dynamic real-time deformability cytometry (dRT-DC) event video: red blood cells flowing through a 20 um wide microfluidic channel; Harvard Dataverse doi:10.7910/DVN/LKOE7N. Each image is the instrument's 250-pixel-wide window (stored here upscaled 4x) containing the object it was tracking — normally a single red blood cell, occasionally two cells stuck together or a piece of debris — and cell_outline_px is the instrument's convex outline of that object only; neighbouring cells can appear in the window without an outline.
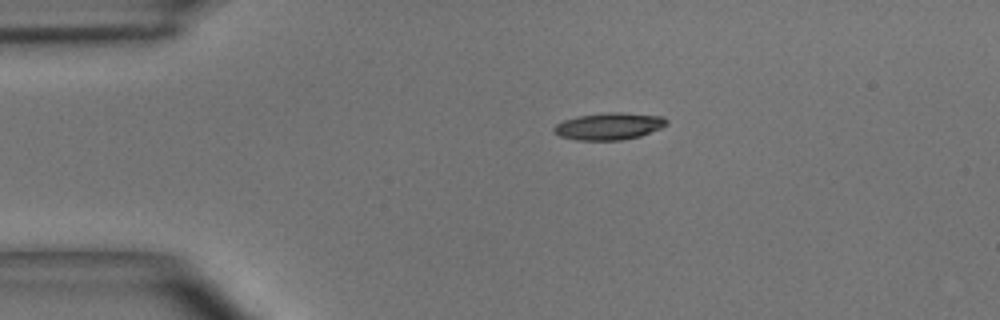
{"species": "common noctule bat (a hibernating species)", "species_latin": "Nyctalus noctula", "temperature_condition": "room temperature", "stored_images_in_passage": 40, "camera_frame_rate_fps": 3000, "um_per_image_px": 0.085, "animal": {"sex": "male", "body_mass_g": 15.6}, "frame": {"image": 1, "passage_image": 1, "time_ms": 0.0, "image_size_px": [1000, 320], "cell_outline_px": [[668, 124], [660, 128], [640, 136], [620, 140], [576, 140], [560, 136], [552, 128], [556, 124], [564, 120], [576, 116], [604, 112], [620, 112], [664, 116], [668, 120]], "centroid_in_image_um": [51.78, 10.71], "position_along_channel_um": 33.2, "area_um2": 17.8}}
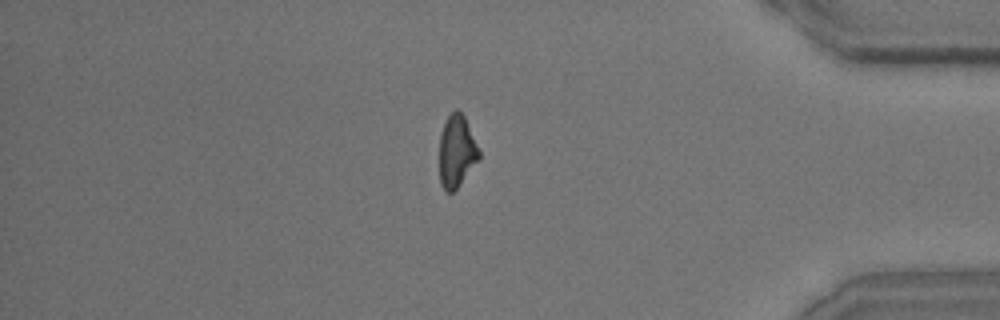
{"frame": {"image": 2, "passage_image": 33, "time_ms": 10.667, "image_size_px": [1000, 320], "cell_outline_px": [[480, 160], [456, 188], [452, 192], [444, 192], [440, 184], [440, 136], [444, 124], [448, 116], [456, 108], [464, 116], [480, 152]], "centroid_in_image_um": [38.81, 12.89], "position_along_channel_um": 396.4, "area_um2": 16.53}}
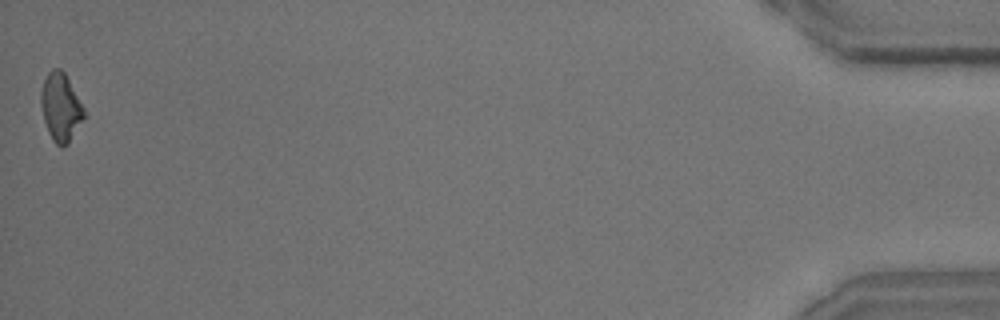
{"frame": {"image": 3, "passage_image": 40, "time_ms": 13.0, "image_size_px": [1000, 320], "cell_outline_px": [[84, 120], [68, 144], [60, 148], [52, 140], [48, 132], [44, 120], [40, 104], [40, 92], [44, 80], [48, 72], [52, 68], [60, 68], [64, 72], [84, 108]], "centroid_in_image_um": [5.15, 9.14], "position_along_channel_um": 430.1, "area_um2": 17.17}, "authors_computed_cell_mechanics": {"area_um2": 17.5423, "velocity_mm_per_s": 4.0752, "shape_relaxation_time_tau1_ms": 4.7749, "shape_relaxation_time_tau2_ms": 8.1408, "deformation_change_tau1": 0.1722, "deformation_change_tau2": 0.1944}}